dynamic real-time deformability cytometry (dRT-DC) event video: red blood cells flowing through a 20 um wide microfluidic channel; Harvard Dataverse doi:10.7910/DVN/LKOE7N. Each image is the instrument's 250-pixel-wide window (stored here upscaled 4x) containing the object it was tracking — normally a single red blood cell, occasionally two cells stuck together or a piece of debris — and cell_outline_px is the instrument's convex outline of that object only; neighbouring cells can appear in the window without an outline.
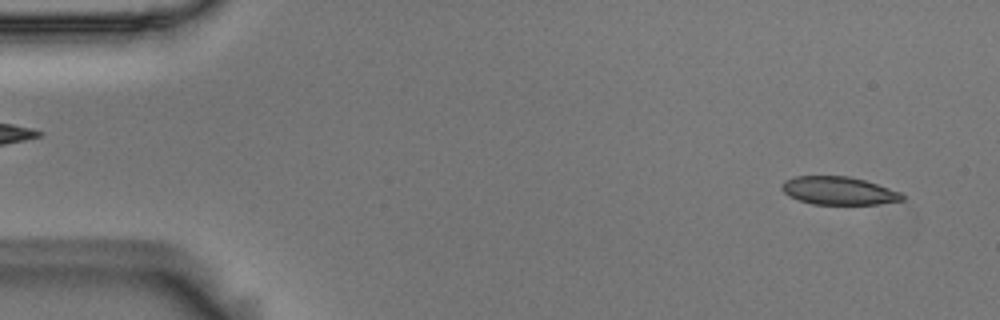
{"species": "Egyptian fruit bat (a non-hibernating species)", "species_latin": "Rousettus aegyptiacus", "temperature_condition": "room temperature", "stored_images_in_passage": 54, "camera_frame_rate_fps": 3000, "um_per_image_px": 0.085, "animal": {"sex": "male"}, "frame": {"image": 1, "passage_image": 3, "time_ms": 0.667, "image_size_px": [1000, 320], "cell_outline_px": [[904, 200], [876, 204], [812, 204], [788, 196], [780, 188], [784, 180], [796, 176], [848, 176], [864, 180], [900, 192], [904, 196]], "centroid_in_image_um": [71.25, 16.21], "position_along_channel_um": 13.8, "area_um2": 19.54}}
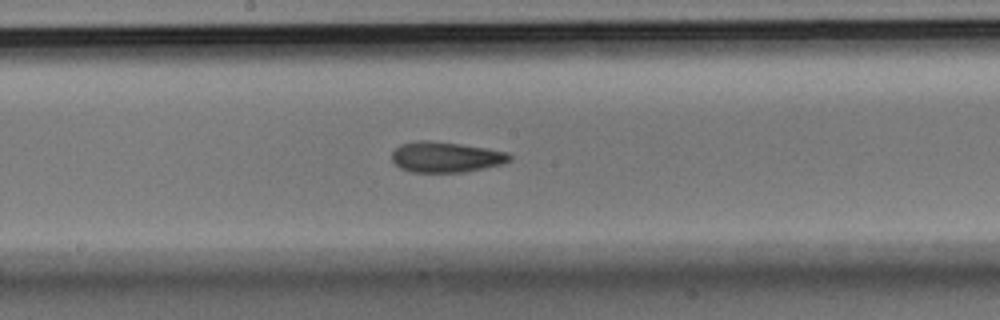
{"frame": {"image": 2, "passage_image": 28, "time_ms": 9.0, "image_size_px": [1000, 320], "cell_outline_px": [[512, 160], [504, 164], [464, 172], [412, 172], [400, 168], [392, 160], [392, 152], [400, 144], [416, 140], [428, 140], [460, 144], [508, 152], [512, 156]], "centroid_in_image_um": [37.9, 13.35], "position_along_channel_um": 210.3, "area_um2": 21.04}}
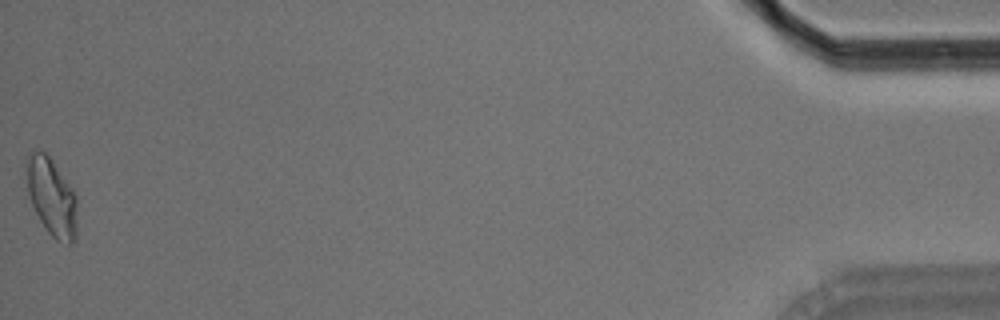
{"frame": {"image": 3, "passage_image": 54, "time_ms": 17.667, "image_size_px": [1000, 320], "cell_outline_px": [[76, 240], [72, 244], [68, 244], [56, 240], [48, 232], [40, 220], [28, 196], [24, 164], [32, 148], [44, 152], [52, 160], [72, 188], [76, 196]], "centroid_in_image_um": [4.36, 16.72], "position_along_channel_um": 430.8, "area_um2": 23.24}, "authors_computed_cell_mechanics": {"area_um2": 21.0103, "velocity_mm_per_s": 3.667, "shape_relaxation_time_tau1_ms": 4.7109, "shape_relaxation_time_tau2_ms": 2.6504, "deformation_change_tau1": 0.1488, "deformation_change_tau2": 0.104}}